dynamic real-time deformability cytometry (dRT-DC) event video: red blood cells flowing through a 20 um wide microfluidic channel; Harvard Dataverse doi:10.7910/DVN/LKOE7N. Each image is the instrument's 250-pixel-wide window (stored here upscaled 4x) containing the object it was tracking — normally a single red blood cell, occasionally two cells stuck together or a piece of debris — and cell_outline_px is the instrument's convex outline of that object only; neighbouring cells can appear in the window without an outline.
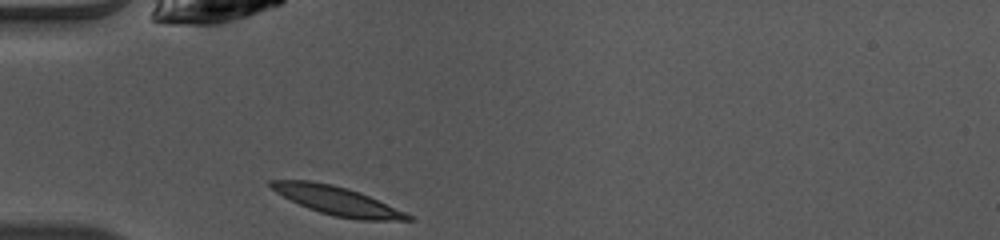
{"species": "common noctule bat (a hibernating species)", "species_latin": "Nyctalus noctula", "temperature_condition": "warm", "stored_images_in_passage": 31, "camera_frame_rate_fps": 3000, "um_per_image_px": 0.085, "animal": {"sex": "female", "body_mass_g": 10.0, "forearm_length_mm": 53.1}, "frame": {"image": 1, "passage_image": 1, "time_ms": 0.0, "image_size_px": [1000, 240], "cell_outline_px": [[416, 220], [360, 220], [336, 216], [320, 212], [308, 208], [276, 192], [268, 184], [268, 180], [312, 180], [332, 184], [348, 188], [368, 196], [404, 212], [412, 216]], "centroid_in_image_um": [28.63, 17.05], "position_along_channel_um": 56.4, "area_um2": 22.37}}
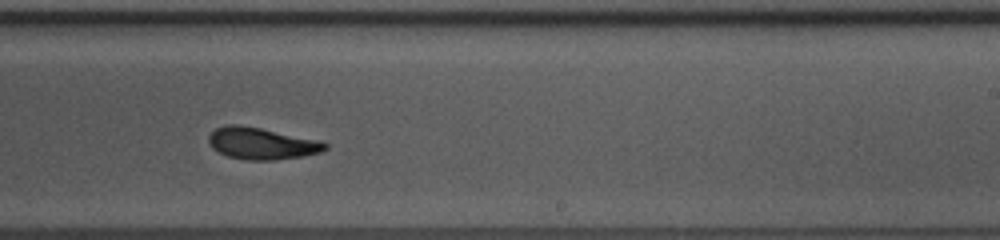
{"frame": {"image": 2, "passage_image": 17, "time_ms": 5.333, "image_size_px": [1000, 240], "cell_outline_px": [[328, 148], [320, 152], [304, 156], [276, 160], [244, 160], [228, 156], [212, 148], [208, 140], [208, 136], [216, 128], [228, 124], [236, 124], [260, 128], [316, 140], [328, 144]], "centroid_in_image_um": [22.21, 12.2], "position_along_channel_um": 266.8, "area_um2": 21.33}}
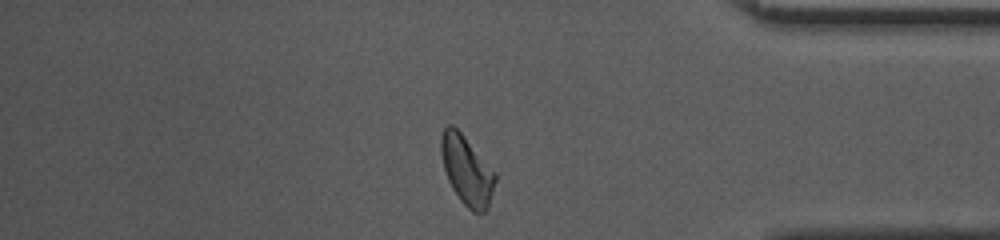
{"frame": {"image": 3, "passage_image": 28, "time_ms": 9.0, "image_size_px": [1000, 240], "cell_outline_px": [[496, 180], [488, 208], [484, 212], [472, 212], [460, 200], [452, 188], [448, 180], [444, 168], [440, 152], [440, 136], [444, 128], [448, 124], [452, 124], [464, 136], [496, 172]], "centroid_in_image_um": [39.67, 14.47], "position_along_channel_um": 395.5, "area_um2": 21.79}, "authors_computed_cell_mechanics": {"area_um2": 21.6172, "velocity_mm_per_s": 4.0703, "shape_relaxation_time_tau1_ms": 5.5839, "shape_relaxation_time_tau2_ms": 6.0703, "deformation_change_tau1": 0.1609, "deformation_change_tau2": 0.0998}}